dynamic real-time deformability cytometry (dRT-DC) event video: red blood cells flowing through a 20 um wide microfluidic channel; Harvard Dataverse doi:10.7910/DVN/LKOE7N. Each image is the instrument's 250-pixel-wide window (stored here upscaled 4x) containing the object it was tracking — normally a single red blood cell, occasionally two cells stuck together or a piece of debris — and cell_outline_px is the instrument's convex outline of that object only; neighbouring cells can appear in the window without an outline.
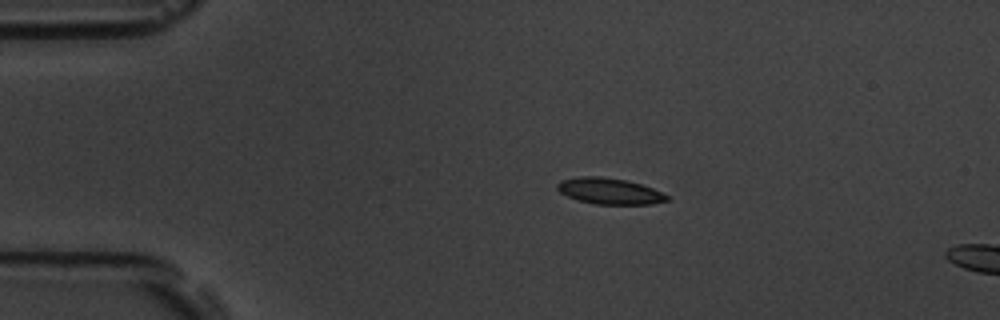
{"species": "common noctule bat (a hibernating species)", "species_latin": "Nyctalus noctula", "temperature_condition": "room temperature", "stored_images_in_passage": 15, "camera_frame_rate_fps": 3000, "um_per_image_px": 0.085, "animal": {"sex": "male", "body_mass_g": 19.5, "forearm_length_mm": 54.6}, "frame": {"image": 1, "passage_image": 11, "time_ms": 3.333, "image_size_px": [1000, 320], "cell_outline_px": [[668, 200], [652, 204], [596, 204], [576, 200], [560, 192], [556, 188], [556, 184], [560, 180], [580, 176], [600, 176], [628, 180], [652, 188], [668, 196]], "centroid_in_image_um": [51.76, 16.23], "position_along_channel_um": 33.2, "area_um2": 16.7}}